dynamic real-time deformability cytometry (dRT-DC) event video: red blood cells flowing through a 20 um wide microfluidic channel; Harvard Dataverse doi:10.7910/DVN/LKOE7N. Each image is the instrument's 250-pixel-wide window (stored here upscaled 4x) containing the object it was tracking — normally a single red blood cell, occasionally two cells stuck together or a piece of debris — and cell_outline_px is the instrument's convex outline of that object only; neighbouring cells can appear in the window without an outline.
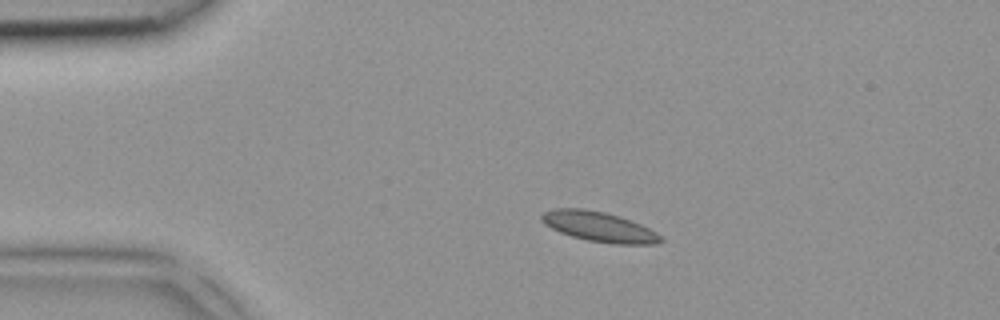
{"species": "common noctule bat (a hibernating species)", "species_latin": "Nyctalus noctula", "temperature_condition": "room temperature", "stored_images_in_passage": 1, "camera_frame_rate_fps": 3000, "um_per_image_px": 0.085, "animal": {"sex": "female", "body_mass_g": 18.4}, "frame": {"image": 1, "passage_image": 1, "time_ms": 0.0, "image_size_px": [1000, 320], "cell_outline_px": [[664, 240], [656, 244], [612, 244], [588, 240], [572, 236], [560, 232], [544, 224], [540, 220], [540, 216], [544, 212], [552, 208], [584, 208], [604, 212], [620, 216], [640, 224], [656, 232]], "centroid_in_image_um": [50.9, 19.26], "position_along_channel_um": 34.1, "area_um2": 20.81}}